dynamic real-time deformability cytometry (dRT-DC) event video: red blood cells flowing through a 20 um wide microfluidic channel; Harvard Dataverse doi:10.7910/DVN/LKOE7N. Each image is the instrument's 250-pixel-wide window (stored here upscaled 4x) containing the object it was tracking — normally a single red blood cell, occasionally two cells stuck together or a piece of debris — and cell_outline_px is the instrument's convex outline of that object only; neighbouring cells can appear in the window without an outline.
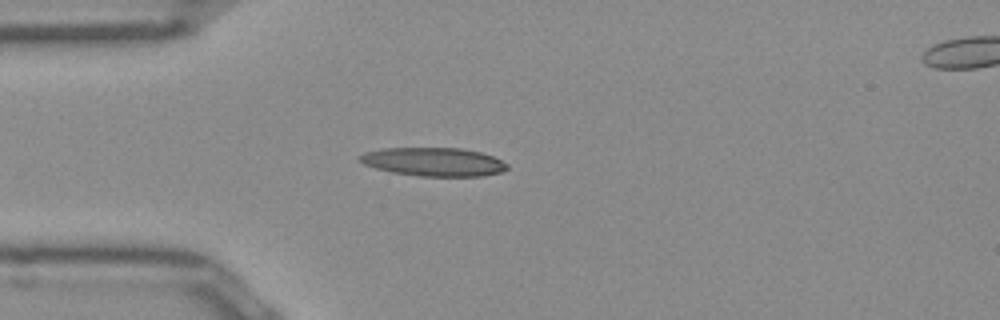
{"species": "Egyptian fruit bat (a non-hibernating species)", "species_latin": "Rousettus aegyptiacus", "temperature_condition": "room temperature", "stored_images_in_passage": 39, "camera_frame_rate_fps": 3000, "um_per_image_px": 0.085, "frame": {"image": 1, "passage_image": 1, "time_ms": 0.0, "image_size_px": [1000, 320], "cell_outline_px": [[508, 168], [500, 172], [480, 176], [420, 176], [392, 172], [376, 168], [364, 164], [356, 156], [368, 152], [384, 148], [460, 148], [480, 152], [492, 156], [508, 164]], "centroid_in_image_um": [36.86, 13.75], "position_along_channel_um": 48.1, "area_um2": 24.28}}
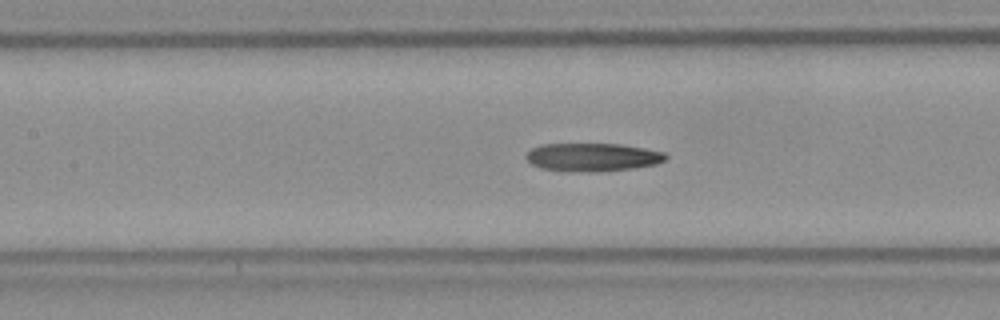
{"frame": {"image": 2, "passage_image": 10, "time_ms": 3.0, "image_size_px": [1000, 320], "cell_outline_px": [[668, 156], [664, 160], [656, 164], [632, 168], [596, 172], [568, 172], [540, 168], [532, 164], [524, 156], [532, 148], [540, 144], [620, 144], [644, 148], [664, 152]], "centroid_in_image_um": [50.33, 13.36], "position_along_channel_um": 157.1, "area_um2": 23.06}}
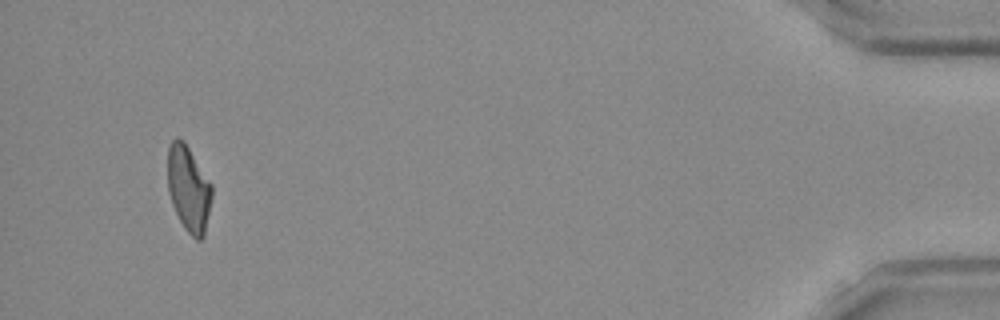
{"frame": {"image": 3, "passage_image": 36, "time_ms": 11.667, "image_size_px": [1000, 320], "cell_outline_px": [[212, 196], [204, 236], [200, 240], [196, 240], [184, 228], [172, 204], [168, 192], [168, 148], [172, 140], [176, 136], [184, 140], [212, 184]], "centroid_in_image_um": [16.03, 16.02], "position_along_channel_um": 419.2, "area_um2": 22.14}, "authors_computed_cell_mechanics": {"area_um2": 23.12, "velocity_mm_per_s": 3.9571, "shape_relaxation_time_tau1_ms": null, "shape_relaxation_time_tau2_ms": 2.5537, "deformation_change_tau1": null, "deformation_change_tau2": 0.1356}}